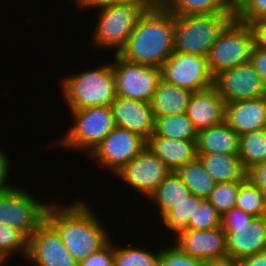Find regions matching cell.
<instances>
[{
  "label": "cell",
  "instance_id": "6da1fadb",
  "mask_svg": "<svg viewBox=\"0 0 266 266\" xmlns=\"http://www.w3.org/2000/svg\"><path fill=\"white\" fill-rule=\"evenodd\" d=\"M75 200L71 204L53 201L46 220L59 233L69 253L80 263L102 248L111 237L91 204L85 199Z\"/></svg>",
  "mask_w": 266,
  "mask_h": 266
},
{
  "label": "cell",
  "instance_id": "7a4b0ae2",
  "mask_svg": "<svg viewBox=\"0 0 266 266\" xmlns=\"http://www.w3.org/2000/svg\"><path fill=\"white\" fill-rule=\"evenodd\" d=\"M174 52V15L163 6L146 11L118 55L130 62L161 68Z\"/></svg>",
  "mask_w": 266,
  "mask_h": 266
},
{
  "label": "cell",
  "instance_id": "3957f363",
  "mask_svg": "<svg viewBox=\"0 0 266 266\" xmlns=\"http://www.w3.org/2000/svg\"><path fill=\"white\" fill-rule=\"evenodd\" d=\"M69 110L110 106L117 97L111 63L68 75L59 82Z\"/></svg>",
  "mask_w": 266,
  "mask_h": 266
},
{
  "label": "cell",
  "instance_id": "277c9868",
  "mask_svg": "<svg viewBox=\"0 0 266 266\" xmlns=\"http://www.w3.org/2000/svg\"><path fill=\"white\" fill-rule=\"evenodd\" d=\"M232 19L228 13L174 15V52L207 57L213 43Z\"/></svg>",
  "mask_w": 266,
  "mask_h": 266
},
{
  "label": "cell",
  "instance_id": "5b68a950",
  "mask_svg": "<svg viewBox=\"0 0 266 266\" xmlns=\"http://www.w3.org/2000/svg\"><path fill=\"white\" fill-rule=\"evenodd\" d=\"M69 113L73 125L54 142L65 150H79L88 156L116 127L110 106L81 108Z\"/></svg>",
  "mask_w": 266,
  "mask_h": 266
},
{
  "label": "cell",
  "instance_id": "8992f818",
  "mask_svg": "<svg viewBox=\"0 0 266 266\" xmlns=\"http://www.w3.org/2000/svg\"><path fill=\"white\" fill-rule=\"evenodd\" d=\"M226 233L228 257L240 260L266 251V222L264 216L254 217L234 207L221 216Z\"/></svg>",
  "mask_w": 266,
  "mask_h": 266
},
{
  "label": "cell",
  "instance_id": "52a82bcc",
  "mask_svg": "<svg viewBox=\"0 0 266 266\" xmlns=\"http://www.w3.org/2000/svg\"><path fill=\"white\" fill-rule=\"evenodd\" d=\"M254 45L251 26L233 18L213 43L207 56L212 76L249 62Z\"/></svg>",
  "mask_w": 266,
  "mask_h": 266
},
{
  "label": "cell",
  "instance_id": "ba28073f",
  "mask_svg": "<svg viewBox=\"0 0 266 266\" xmlns=\"http://www.w3.org/2000/svg\"><path fill=\"white\" fill-rule=\"evenodd\" d=\"M97 11L92 45L115 49L114 54H118L125 46L139 19L146 12L142 7L130 4H112Z\"/></svg>",
  "mask_w": 266,
  "mask_h": 266
},
{
  "label": "cell",
  "instance_id": "9c48e42d",
  "mask_svg": "<svg viewBox=\"0 0 266 266\" xmlns=\"http://www.w3.org/2000/svg\"><path fill=\"white\" fill-rule=\"evenodd\" d=\"M30 191L13 186L0 195V224L21 231L28 239L46 220L51 202H41Z\"/></svg>",
  "mask_w": 266,
  "mask_h": 266
},
{
  "label": "cell",
  "instance_id": "30bf717a",
  "mask_svg": "<svg viewBox=\"0 0 266 266\" xmlns=\"http://www.w3.org/2000/svg\"><path fill=\"white\" fill-rule=\"evenodd\" d=\"M113 56L114 60L111 65L116 95L151 103L161 79V69L127 61L118 54Z\"/></svg>",
  "mask_w": 266,
  "mask_h": 266
},
{
  "label": "cell",
  "instance_id": "8fae6325",
  "mask_svg": "<svg viewBox=\"0 0 266 266\" xmlns=\"http://www.w3.org/2000/svg\"><path fill=\"white\" fill-rule=\"evenodd\" d=\"M147 145L140 134L115 127L88 155L98 166L114 175L135 158Z\"/></svg>",
  "mask_w": 266,
  "mask_h": 266
},
{
  "label": "cell",
  "instance_id": "7c38bea8",
  "mask_svg": "<svg viewBox=\"0 0 266 266\" xmlns=\"http://www.w3.org/2000/svg\"><path fill=\"white\" fill-rule=\"evenodd\" d=\"M161 78L168 83L197 92L213 86L207 57L173 52L161 66Z\"/></svg>",
  "mask_w": 266,
  "mask_h": 266
},
{
  "label": "cell",
  "instance_id": "4fadbf2b",
  "mask_svg": "<svg viewBox=\"0 0 266 266\" xmlns=\"http://www.w3.org/2000/svg\"><path fill=\"white\" fill-rule=\"evenodd\" d=\"M213 87L226 103L266 96L262 80L250 61L215 75Z\"/></svg>",
  "mask_w": 266,
  "mask_h": 266
},
{
  "label": "cell",
  "instance_id": "5bb4252c",
  "mask_svg": "<svg viewBox=\"0 0 266 266\" xmlns=\"http://www.w3.org/2000/svg\"><path fill=\"white\" fill-rule=\"evenodd\" d=\"M171 171L146 146L135 158L115 175L125 184L149 198L158 185Z\"/></svg>",
  "mask_w": 266,
  "mask_h": 266
},
{
  "label": "cell",
  "instance_id": "9a60e30c",
  "mask_svg": "<svg viewBox=\"0 0 266 266\" xmlns=\"http://www.w3.org/2000/svg\"><path fill=\"white\" fill-rule=\"evenodd\" d=\"M26 259L33 262V266H78L59 233L47 220L30 236Z\"/></svg>",
  "mask_w": 266,
  "mask_h": 266
},
{
  "label": "cell",
  "instance_id": "2e32d148",
  "mask_svg": "<svg viewBox=\"0 0 266 266\" xmlns=\"http://www.w3.org/2000/svg\"><path fill=\"white\" fill-rule=\"evenodd\" d=\"M173 238L176 247L195 259L206 262L228 257L226 233L222 226L208 230L185 229Z\"/></svg>",
  "mask_w": 266,
  "mask_h": 266
},
{
  "label": "cell",
  "instance_id": "e0dca14e",
  "mask_svg": "<svg viewBox=\"0 0 266 266\" xmlns=\"http://www.w3.org/2000/svg\"><path fill=\"white\" fill-rule=\"evenodd\" d=\"M110 108L116 127L138 133L146 140L154 133L156 119L151 103L117 96Z\"/></svg>",
  "mask_w": 266,
  "mask_h": 266
},
{
  "label": "cell",
  "instance_id": "ac0fdd59",
  "mask_svg": "<svg viewBox=\"0 0 266 266\" xmlns=\"http://www.w3.org/2000/svg\"><path fill=\"white\" fill-rule=\"evenodd\" d=\"M226 102L212 86L193 92L186 114L199 131L225 122Z\"/></svg>",
  "mask_w": 266,
  "mask_h": 266
},
{
  "label": "cell",
  "instance_id": "d6986e66",
  "mask_svg": "<svg viewBox=\"0 0 266 266\" xmlns=\"http://www.w3.org/2000/svg\"><path fill=\"white\" fill-rule=\"evenodd\" d=\"M225 122L239 136L266 128V96L226 103Z\"/></svg>",
  "mask_w": 266,
  "mask_h": 266
},
{
  "label": "cell",
  "instance_id": "ffe728a7",
  "mask_svg": "<svg viewBox=\"0 0 266 266\" xmlns=\"http://www.w3.org/2000/svg\"><path fill=\"white\" fill-rule=\"evenodd\" d=\"M146 146L174 172L198 158L196 140L164 138L153 133Z\"/></svg>",
  "mask_w": 266,
  "mask_h": 266
},
{
  "label": "cell",
  "instance_id": "44dd1931",
  "mask_svg": "<svg viewBox=\"0 0 266 266\" xmlns=\"http://www.w3.org/2000/svg\"><path fill=\"white\" fill-rule=\"evenodd\" d=\"M240 136L226 123L197 131L198 154L239 152Z\"/></svg>",
  "mask_w": 266,
  "mask_h": 266
},
{
  "label": "cell",
  "instance_id": "7402d4cb",
  "mask_svg": "<svg viewBox=\"0 0 266 266\" xmlns=\"http://www.w3.org/2000/svg\"><path fill=\"white\" fill-rule=\"evenodd\" d=\"M193 92L159 80L151 100L155 118L186 113Z\"/></svg>",
  "mask_w": 266,
  "mask_h": 266
},
{
  "label": "cell",
  "instance_id": "603a6c76",
  "mask_svg": "<svg viewBox=\"0 0 266 266\" xmlns=\"http://www.w3.org/2000/svg\"><path fill=\"white\" fill-rule=\"evenodd\" d=\"M198 158L217 183L244 181L247 178L238 153L198 154Z\"/></svg>",
  "mask_w": 266,
  "mask_h": 266
},
{
  "label": "cell",
  "instance_id": "cb8c5ba5",
  "mask_svg": "<svg viewBox=\"0 0 266 266\" xmlns=\"http://www.w3.org/2000/svg\"><path fill=\"white\" fill-rule=\"evenodd\" d=\"M190 194L180 176L171 171L147 199L159 210L160 218L170 209L183 202Z\"/></svg>",
  "mask_w": 266,
  "mask_h": 266
},
{
  "label": "cell",
  "instance_id": "d4e9b609",
  "mask_svg": "<svg viewBox=\"0 0 266 266\" xmlns=\"http://www.w3.org/2000/svg\"><path fill=\"white\" fill-rule=\"evenodd\" d=\"M176 173L188 187L190 193L202 199L209 198L217 183L199 158L179 168Z\"/></svg>",
  "mask_w": 266,
  "mask_h": 266
},
{
  "label": "cell",
  "instance_id": "484cf974",
  "mask_svg": "<svg viewBox=\"0 0 266 266\" xmlns=\"http://www.w3.org/2000/svg\"><path fill=\"white\" fill-rule=\"evenodd\" d=\"M238 155L247 172L254 166L265 162L266 128L241 135Z\"/></svg>",
  "mask_w": 266,
  "mask_h": 266
},
{
  "label": "cell",
  "instance_id": "4316f807",
  "mask_svg": "<svg viewBox=\"0 0 266 266\" xmlns=\"http://www.w3.org/2000/svg\"><path fill=\"white\" fill-rule=\"evenodd\" d=\"M154 134L178 140H196L197 130L186 113L155 118Z\"/></svg>",
  "mask_w": 266,
  "mask_h": 266
},
{
  "label": "cell",
  "instance_id": "83f0119b",
  "mask_svg": "<svg viewBox=\"0 0 266 266\" xmlns=\"http://www.w3.org/2000/svg\"><path fill=\"white\" fill-rule=\"evenodd\" d=\"M162 6L175 16L227 13L224 0H162Z\"/></svg>",
  "mask_w": 266,
  "mask_h": 266
},
{
  "label": "cell",
  "instance_id": "f1b7e54d",
  "mask_svg": "<svg viewBox=\"0 0 266 266\" xmlns=\"http://www.w3.org/2000/svg\"><path fill=\"white\" fill-rule=\"evenodd\" d=\"M202 198L189 194V196L176 207L168 210L161 218L162 225L177 235L180 231L188 228L191 216L194 215L196 207L200 206Z\"/></svg>",
  "mask_w": 266,
  "mask_h": 266
},
{
  "label": "cell",
  "instance_id": "f546056e",
  "mask_svg": "<svg viewBox=\"0 0 266 266\" xmlns=\"http://www.w3.org/2000/svg\"><path fill=\"white\" fill-rule=\"evenodd\" d=\"M235 207L244 212L261 217L266 212L265 194L247 177L241 182Z\"/></svg>",
  "mask_w": 266,
  "mask_h": 266
},
{
  "label": "cell",
  "instance_id": "4dcf8cb0",
  "mask_svg": "<svg viewBox=\"0 0 266 266\" xmlns=\"http://www.w3.org/2000/svg\"><path fill=\"white\" fill-rule=\"evenodd\" d=\"M145 250L139 247H119L114 242V263L113 266H158L160 250Z\"/></svg>",
  "mask_w": 266,
  "mask_h": 266
},
{
  "label": "cell",
  "instance_id": "1f68e13d",
  "mask_svg": "<svg viewBox=\"0 0 266 266\" xmlns=\"http://www.w3.org/2000/svg\"><path fill=\"white\" fill-rule=\"evenodd\" d=\"M29 239L18 229L0 224V258L6 263L20 253L27 258Z\"/></svg>",
  "mask_w": 266,
  "mask_h": 266
},
{
  "label": "cell",
  "instance_id": "d6a6232c",
  "mask_svg": "<svg viewBox=\"0 0 266 266\" xmlns=\"http://www.w3.org/2000/svg\"><path fill=\"white\" fill-rule=\"evenodd\" d=\"M241 182L216 183L208 200L221 216L235 207Z\"/></svg>",
  "mask_w": 266,
  "mask_h": 266
},
{
  "label": "cell",
  "instance_id": "836d02e7",
  "mask_svg": "<svg viewBox=\"0 0 266 266\" xmlns=\"http://www.w3.org/2000/svg\"><path fill=\"white\" fill-rule=\"evenodd\" d=\"M221 226V215L208 199H202L191 216L188 228L190 230H208Z\"/></svg>",
  "mask_w": 266,
  "mask_h": 266
},
{
  "label": "cell",
  "instance_id": "e575fe53",
  "mask_svg": "<svg viewBox=\"0 0 266 266\" xmlns=\"http://www.w3.org/2000/svg\"><path fill=\"white\" fill-rule=\"evenodd\" d=\"M172 245L160 248L158 266H205L204 261L195 259Z\"/></svg>",
  "mask_w": 266,
  "mask_h": 266
},
{
  "label": "cell",
  "instance_id": "d590c367",
  "mask_svg": "<svg viewBox=\"0 0 266 266\" xmlns=\"http://www.w3.org/2000/svg\"><path fill=\"white\" fill-rule=\"evenodd\" d=\"M113 243V244H112ZM114 263V241L112 238L97 252L78 263V266H113Z\"/></svg>",
  "mask_w": 266,
  "mask_h": 266
},
{
  "label": "cell",
  "instance_id": "8d00e7d4",
  "mask_svg": "<svg viewBox=\"0 0 266 266\" xmlns=\"http://www.w3.org/2000/svg\"><path fill=\"white\" fill-rule=\"evenodd\" d=\"M236 19L249 25L257 20L266 19V0H252Z\"/></svg>",
  "mask_w": 266,
  "mask_h": 266
},
{
  "label": "cell",
  "instance_id": "74e56055",
  "mask_svg": "<svg viewBox=\"0 0 266 266\" xmlns=\"http://www.w3.org/2000/svg\"><path fill=\"white\" fill-rule=\"evenodd\" d=\"M250 62L253 64L266 89V50L254 45L251 50Z\"/></svg>",
  "mask_w": 266,
  "mask_h": 266
},
{
  "label": "cell",
  "instance_id": "f35d334b",
  "mask_svg": "<svg viewBox=\"0 0 266 266\" xmlns=\"http://www.w3.org/2000/svg\"><path fill=\"white\" fill-rule=\"evenodd\" d=\"M6 153L7 152L0 150V195L5 194L14 186L7 182V180H9V173L11 172V160Z\"/></svg>",
  "mask_w": 266,
  "mask_h": 266
},
{
  "label": "cell",
  "instance_id": "ab89813d",
  "mask_svg": "<svg viewBox=\"0 0 266 266\" xmlns=\"http://www.w3.org/2000/svg\"><path fill=\"white\" fill-rule=\"evenodd\" d=\"M247 177L265 194L266 196V161L254 166L247 172Z\"/></svg>",
  "mask_w": 266,
  "mask_h": 266
},
{
  "label": "cell",
  "instance_id": "60d3db41",
  "mask_svg": "<svg viewBox=\"0 0 266 266\" xmlns=\"http://www.w3.org/2000/svg\"><path fill=\"white\" fill-rule=\"evenodd\" d=\"M250 26L254 33L255 45L266 50V19L252 22Z\"/></svg>",
  "mask_w": 266,
  "mask_h": 266
},
{
  "label": "cell",
  "instance_id": "b9f144b4",
  "mask_svg": "<svg viewBox=\"0 0 266 266\" xmlns=\"http://www.w3.org/2000/svg\"><path fill=\"white\" fill-rule=\"evenodd\" d=\"M113 4L137 5L150 11L162 7V0H113Z\"/></svg>",
  "mask_w": 266,
  "mask_h": 266
},
{
  "label": "cell",
  "instance_id": "7bdbcfd3",
  "mask_svg": "<svg viewBox=\"0 0 266 266\" xmlns=\"http://www.w3.org/2000/svg\"><path fill=\"white\" fill-rule=\"evenodd\" d=\"M252 0H224L227 13L236 18Z\"/></svg>",
  "mask_w": 266,
  "mask_h": 266
},
{
  "label": "cell",
  "instance_id": "ee69618b",
  "mask_svg": "<svg viewBox=\"0 0 266 266\" xmlns=\"http://www.w3.org/2000/svg\"><path fill=\"white\" fill-rule=\"evenodd\" d=\"M75 3V6L79 9H93L101 8L104 6L112 5L113 0H72ZM91 8V9H90Z\"/></svg>",
  "mask_w": 266,
  "mask_h": 266
},
{
  "label": "cell",
  "instance_id": "f6af8a7d",
  "mask_svg": "<svg viewBox=\"0 0 266 266\" xmlns=\"http://www.w3.org/2000/svg\"><path fill=\"white\" fill-rule=\"evenodd\" d=\"M238 266H266V251L237 261Z\"/></svg>",
  "mask_w": 266,
  "mask_h": 266
},
{
  "label": "cell",
  "instance_id": "bcb514c9",
  "mask_svg": "<svg viewBox=\"0 0 266 266\" xmlns=\"http://www.w3.org/2000/svg\"><path fill=\"white\" fill-rule=\"evenodd\" d=\"M205 266H238V263L235 259L225 257L206 261Z\"/></svg>",
  "mask_w": 266,
  "mask_h": 266
},
{
  "label": "cell",
  "instance_id": "7dc6e473",
  "mask_svg": "<svg viewBox=\"0 0 266 266\" xmlns=\"http://www.w3.org/2000/svg\"><path fill=\"white\" fill-rule=\"evenodd\" d=\"M6 263L0 258V266H4Z\"/></svg>",
  "mask_w": 266,
  "mask_h": 266
}]
</instances>
